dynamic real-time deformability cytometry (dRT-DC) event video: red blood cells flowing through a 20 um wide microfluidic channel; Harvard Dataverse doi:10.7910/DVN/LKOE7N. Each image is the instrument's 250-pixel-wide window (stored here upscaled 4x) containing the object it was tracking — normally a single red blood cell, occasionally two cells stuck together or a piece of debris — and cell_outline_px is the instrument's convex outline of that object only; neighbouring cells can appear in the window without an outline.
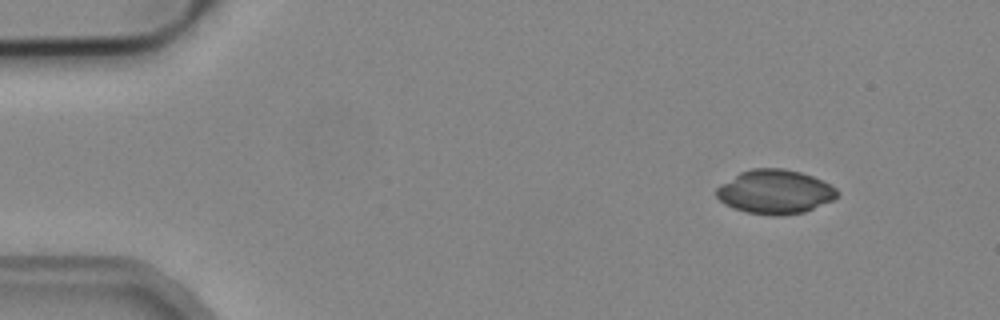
{"species": "common noctule bat (a hibernating species)", "species_latin": "Nyctalus noctula", "temperature_condition": "cold", "stored_images_in_passage": 4, "camera_frame_rate_fps": 3000, "um_per_image_px": 0.085, "animal": {"sex": "male", "body_mass_g": 19.2, "forearm_length_mm": 51.8}, "frame": {"image": 1, "passage_image": 1, "time_ms": 0.0, "image_size_px": [1000, 320], "cell_outline_px": [[840, 196], [832, 200], [804, 212], [780, 216], [772, 216], [748, 212], [724, 204], [716, 196], [716, 188], [720, 184], [740, 172], [752, 168], [784, 168], [800, 172], [812, 176], [836, 188], [840, 192]], "centroid_in_image_um": [65.87, 16.3], "position_along_channel_um": 19.1, "area_um2": 30.98}}